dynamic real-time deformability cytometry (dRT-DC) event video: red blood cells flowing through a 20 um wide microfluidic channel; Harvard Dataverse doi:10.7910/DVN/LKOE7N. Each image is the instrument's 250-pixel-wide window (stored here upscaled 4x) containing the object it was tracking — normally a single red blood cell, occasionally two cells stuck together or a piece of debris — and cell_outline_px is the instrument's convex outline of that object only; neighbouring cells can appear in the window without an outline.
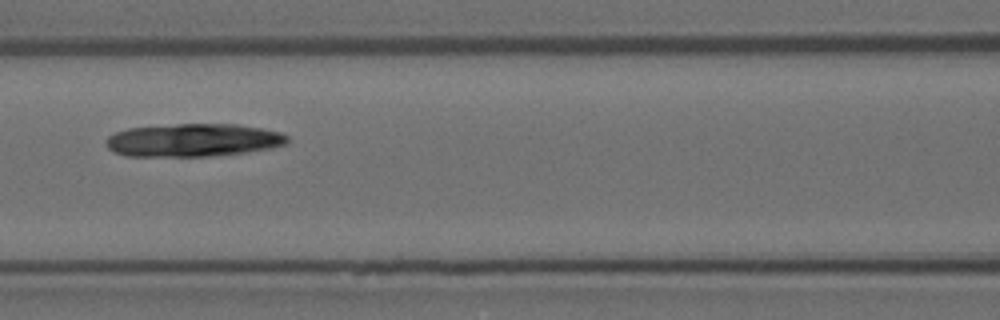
{"species": "Egyptian fruit bat (a non-hibernating species)", "species_latin": "Rousettus aegyptiacus", "temperature_condition": "room temperature", "stored_images_in_passage": 11, "camera_frame_rate_fps": 3000, "um_per_image_px": 0.085, "animal": {"sex": "female"}, "frame": {"image": 1, "passage_image": 7, "time_ms": 2.0, "image_size_px": [1000, 320], "cell_outline_px": [[288, 144], [272, 148], [244, 152], [212, 156], [128, 156], [116, 152], [108, 148], [104, 140], [108, 136], [116, 132], [128, 128], [176, 124], [236, 124], [260, 128], [280, 132], [288, 136]], "centroid_in_image_um": [16.43, 11.91], "position_along_channel_um": 150.2, "area_um2": 34.85}}
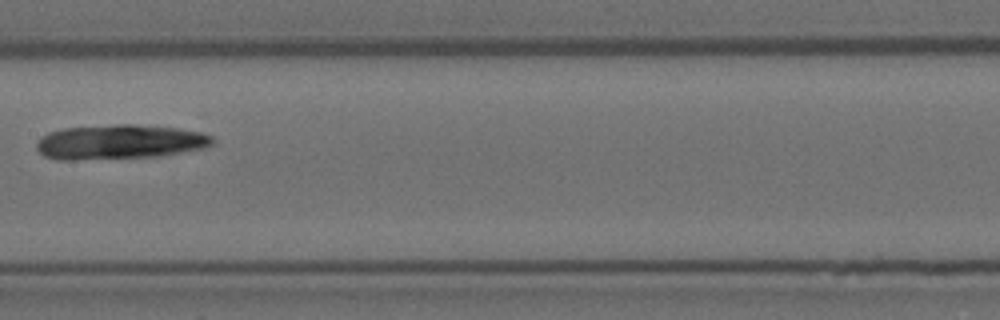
{"frame": {"image": 2, "passage_image": 8, "time_ms": 2.333, "image_size_px": [1000, 320], "cell_outline_px": [[216, 144], [204, 148], [156, 156], [72, 160], [60, 160], [44, 156], [36, 148], [36, 144], [48, 132], [64, 128], [116, 124], [136, 124], [176, 128], [200, 132], [212, 136], [216, 140]], "centroid_in_image_um": [10.19, 12.06], "position_along_channel_um": 197.2, "area_um2": 35.37}}